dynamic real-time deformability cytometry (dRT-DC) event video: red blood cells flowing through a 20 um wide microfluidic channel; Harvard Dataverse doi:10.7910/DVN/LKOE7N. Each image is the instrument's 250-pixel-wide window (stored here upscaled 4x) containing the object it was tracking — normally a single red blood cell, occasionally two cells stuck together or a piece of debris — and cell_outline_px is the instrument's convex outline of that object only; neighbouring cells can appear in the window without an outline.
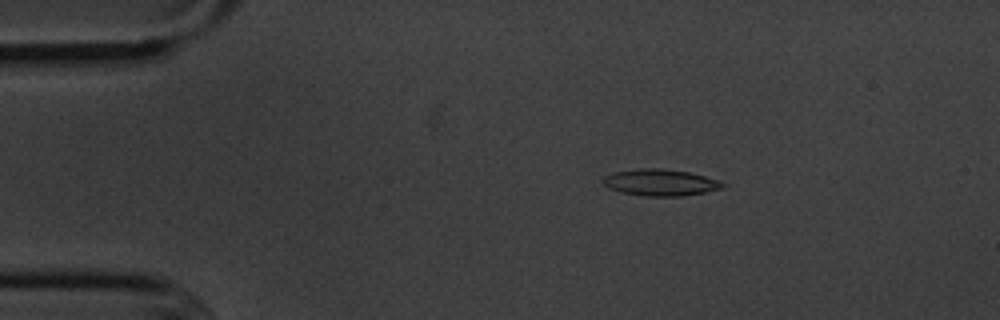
{"species": "common noctule bat (a hibernating species)", "species_latin": "Nyctalus noctula", "temperature_condition": "cold", "stored_images_in_passage": 52, "camera_frame_rate_fps": 3000, "um_per_image_px": 0.085, "animal": {"sex": "male", "body_mass_g": 20.1, "forearm_length_mm": 53.5}, "frame": {"image": 1, "passage_image": 7, "time_ms": 2.0, "image_size_px": [1000, 320], "cell_outline_px": [[724, 188], [704, 192], [680, 196], [648, 196], [620, 192], [608, 188], [600, 180], [604, 176], [616, 172], [640, 168], [660, 168], [688, 172], [704, 176], [716, 180], [724, 184]], "centroid_in_image_um": [56.08, 15.51], "position_along_channel_um": 28.9, "area_um2": 18.32}}
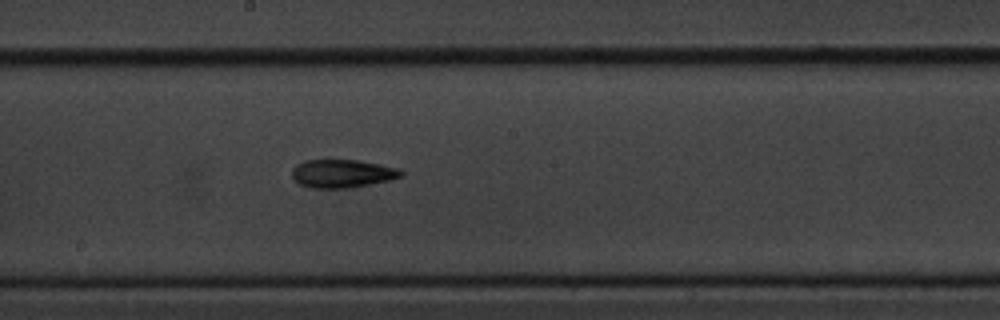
{"frame": {"image": 2, "passage_image": 27, "time_ms": 8.667, "image_size_px": [1000, 320], "cell_outline_px": [[404, 176], [388, 180], [368, 184], [344, 188], [312, 188], [300, 184], [292, 176], [292, 168], [296, 164], [304, 160], [356, 160], [380, 164], [400, 168], [404, 172]], "centroid_in_image_um": [29.1, 14.74], "position_along_channel_um": 219.1, "area_um2": 17.86}}
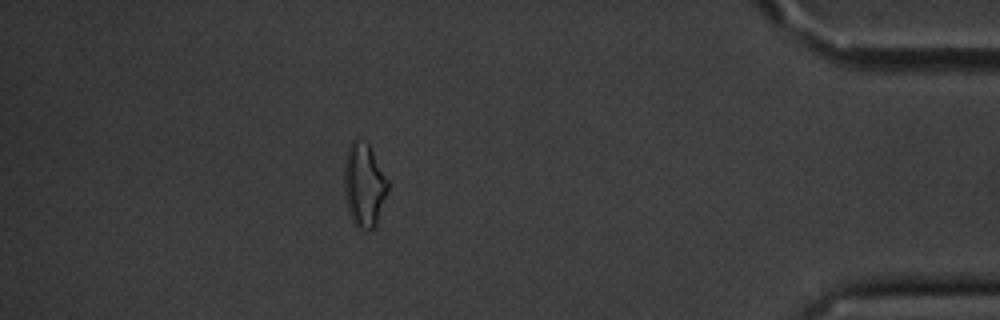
{"frame": {"image": 3, "passage_image": 46, "time_ms": 15.0, "image_size_px": [1000, 320], "cell_outline_px": [[388, 188], [376, 224], [368, 232], [356, 228], [352, 220], [348, 208], [344, 188], [344, 160], [348, 148], [352, 140], [356, 136], [368, 144], [388, 180]], "centroid_in_image_um": [30.92, 15.72], "position_along_channel_um": 404.3, "area_um2": 21.21}, "authors_computed_cell_mechanics": {"area_um2": 17.629, "velocity_mm_per_s": 3.6317, "shape_relaxation_time_tau1_ms": 11.112, "shape_relaxation_time_tau2_ms": null, "deformation_change_tau1": 0.247, "deformation_change_tau2": null}}